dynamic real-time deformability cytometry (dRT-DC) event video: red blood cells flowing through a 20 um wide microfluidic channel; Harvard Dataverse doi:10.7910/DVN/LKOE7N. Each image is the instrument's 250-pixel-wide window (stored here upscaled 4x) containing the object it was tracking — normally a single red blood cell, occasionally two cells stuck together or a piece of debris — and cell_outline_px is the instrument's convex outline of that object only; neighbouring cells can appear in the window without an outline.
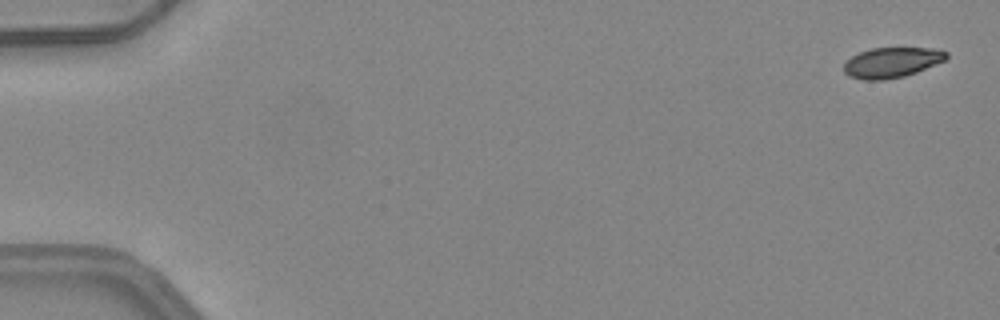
{"species": "common noctule bat (a hibernating species)", "species_latin": "Nyctalus noctula", "temperature_condition": "warm", "stored_images_in_passage": 51, "camera_frame_rate_fps": 3000, "um_per_image_px": 0.085, "animal": {"sex": "female", "body_mass_g": 24.6, "forearm_length_mm": 56.2}, "frame": {"image": 1, "passage_image": 2, "time_ms": 0.333, "image_size_px": [1000, 320], "cell_outline_px": [[948, 56], [944, 60], [936, 64], [916, 72], [904, 76], [884, 80], [864, 80], [848, 76], [844, 72], [844, 64], [852, 56], [860, 52], [872, 48], [932, 48], [948, 52]], "centroid_in_image_um": [75.79, 5.31], "position_along_channel_um": 9.2, "area_um2": 17.98}}
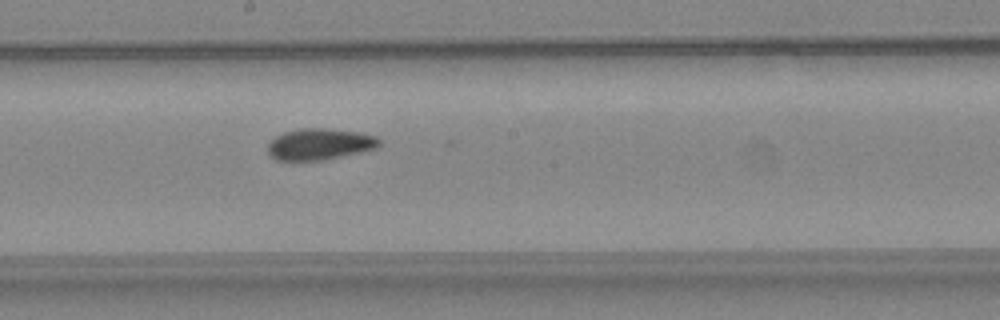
{"frame": {"image": 2, "passage_image": 29, "time_ms": 9.333, "image_size_px": [1000, 320], "cell_outline_px": [[380, 144], [376, 148], [360, 152], [324, 160], [276, 160], [268, 156], [268, 144], [276, 136], [284, 132], [300, 128], [324, 128], [356, 132], [376, 136], [380, 140]], "centroid_in_image_um": [27.14, 12.26], "position_along_channel_um": 221.1, "area_um2": 20.29}}
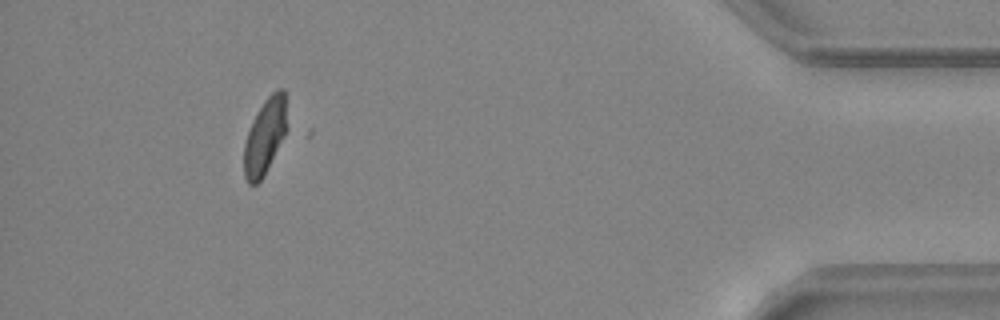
{"frame": {"image": 3, "passage_image": 47, "time_ms": 15.333, "image_size_px": [1000, 320], "cell_outline_px": [[288, 128], [264, 176], [256, 184], [248, 184], [244, 176], [244, 144], [252, 120], [256, 112], [264, 100], [276, 88], [284, 88]], "centroid_in_image_um": [22.53, 11.55], "position_along_channel_um": 412.7, "area_um2": 19.13}, "authors_computed_cell_mechanics": {"area_um2": 20.1144, "velocity_mm_per_s": 4.1674, "shape_relaxation_time_tau1_ms": null, "shape_relaxation_time_tau2_ms": 2.6349, "deformation_change_tau1": null, "deformation_change_tau2": 0.0611}}